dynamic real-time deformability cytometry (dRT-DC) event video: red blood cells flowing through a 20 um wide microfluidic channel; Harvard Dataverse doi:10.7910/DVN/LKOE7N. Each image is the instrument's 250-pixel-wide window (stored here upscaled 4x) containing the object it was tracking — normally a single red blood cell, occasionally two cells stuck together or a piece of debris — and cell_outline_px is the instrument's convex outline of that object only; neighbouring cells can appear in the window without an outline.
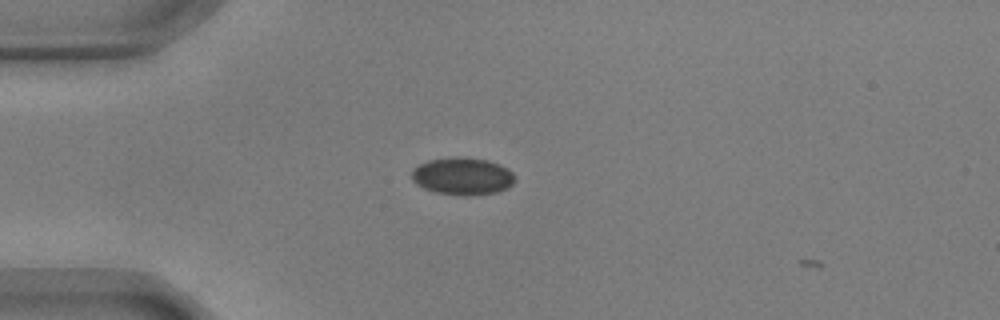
{"species": "common noctule bat (a hibernating species)", "species_latin": "Nyctalus noctula", "temperature_condition": "warm", "stored_images_in_passage": 8, "camera_frame_rate_fps": 3000, "um_per_image_px": 0.085, "animal": {"sex": "male", "body_mass_g": 17.9, "forearm_length_mm": 54.2}, "frame": {"image": 1, "passage_image": 7, "time_ms": 2.0, "image_size_px": [1000, 320], "cell_outline_px": [[516, 180], [508, 188], [496, 192], [436, 192], [424, 188], [416, 184], [412, 180], [412, 168], [428, 160], [456, 156], [460, 156], [488, 160], [500, 164], [508, 168], [512, 172]], "centroid_in_image_um": [39.31, 14.9], "position_along_channel_um": 45.7, "area_um2": 21.79}}